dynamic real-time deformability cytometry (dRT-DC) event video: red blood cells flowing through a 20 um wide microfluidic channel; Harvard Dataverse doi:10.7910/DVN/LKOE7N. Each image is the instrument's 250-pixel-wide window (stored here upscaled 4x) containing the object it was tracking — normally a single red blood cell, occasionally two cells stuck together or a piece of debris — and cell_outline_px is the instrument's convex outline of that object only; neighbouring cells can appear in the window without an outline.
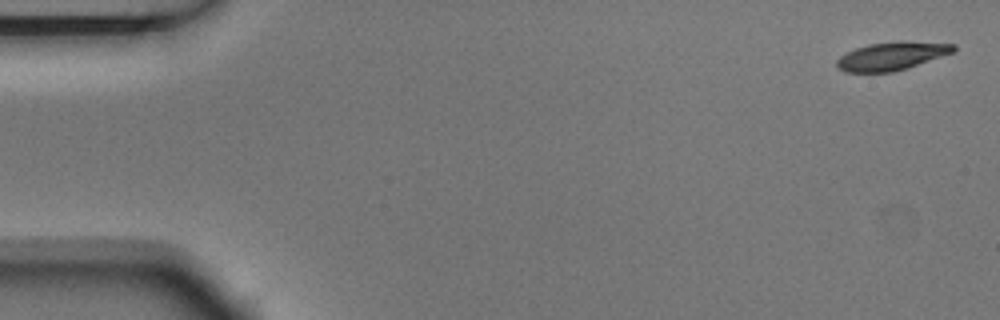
{"species": "Egyptian fruit bat (a non-hibernating species)", "species_latin": "Rousettus aegyptiacus", "temperature_condition": "room temperature", "stored_images_in_passage": 5, "camera_frame_rate_fps": 3000, "um_per_image_px": 0.085, "animal": {"sex": "male"}, "frame": {"image": 1, "passage_image": 1, "time_ms": 0.0, "image_size_px": [1000, 320], "cell_outline_px": [[956, 52], [908, 68], [892, 72], [844, 72], [836, 68], [836, 60], [840, 56], [856, 48], [868, 44], [900, 40], [904, 40], [956, 44]], "centroid_in_image_um": [75.84, 4.75], "position_along_channel_um": 9.2, "area_um2": 19.59}}